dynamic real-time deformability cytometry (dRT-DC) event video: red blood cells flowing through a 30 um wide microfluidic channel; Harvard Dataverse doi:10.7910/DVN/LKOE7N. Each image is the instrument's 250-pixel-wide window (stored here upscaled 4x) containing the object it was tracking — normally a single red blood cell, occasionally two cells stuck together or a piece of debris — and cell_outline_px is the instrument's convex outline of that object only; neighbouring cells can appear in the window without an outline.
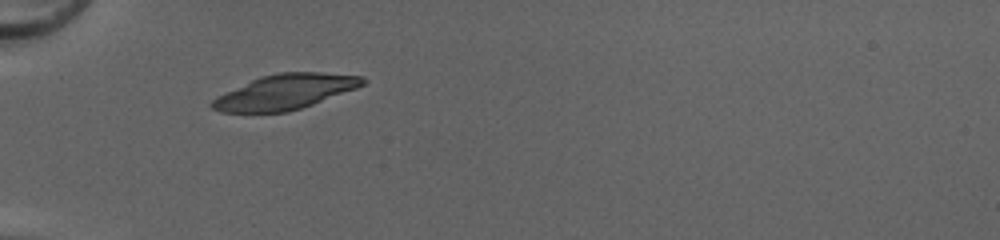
{"species": "common noctule bat (a hibernating species)", "species_latin": "Nyctalus noctula", "temperature_condition": "cold", "stored_images_in_passage": 30, "camera_frame_rate_fps": 3000, "um_per_image_px": 0.085, "animal": {"sex": "female", "body_mass_g": 20.0, "forearm_length_mm": 54.0}, "frame": {"image": 1, "passage_image": 1, "time_ms": 0.0, "image_size_px": [1000, 240], "cell_outline_px": [[368, 80], [364, 84], [356, 88], [312, 104], [288, 112], [220, 112], [212, 108], [208, 104], [216, 96], [260, 76], [280, 72], [320, 72], [364, 76]], "centroid_in_image_um": [24.22, 7.8], "position_along_channel_um": 60.8, "area_um2": 30.63}}
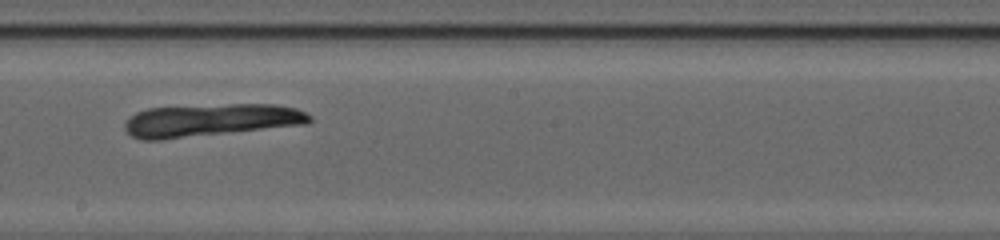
{"frame": {"image": 2, "passage_image": 14, "time_ms": 4.333, "image_size_px": [1000, 240], "cell_outline_px": [[312, 120], [308, 124], [160, 140], [140, 140], [132, 136], [124, 128], [124, 124], [136, 112], [148, 108], [232, 104], [276, 104], [296, 108], [312, 116]], "centroid_in_image_um": [17.93, 10.22], "position_along_channel_um": 230.3, "area_um2": 35.08}}
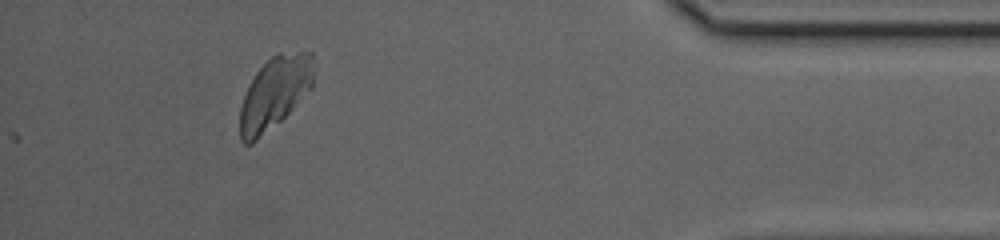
{"frame": {"image": 3, "passage_image": 30, "time_ms": 9.667, "image_size_px": [1000, 240], "cell_outline_px": [[312, 88], [280, 120], [252, 144], [244, 144], [240, 140], [240, 108], [244, 96], [256, 72], [272, 56], [280, 52], [312, 52]], "centroid_in_image_um": [23.33, 7.9], "position_along_channel_um": 411.9, "area_um2": 30.4}}